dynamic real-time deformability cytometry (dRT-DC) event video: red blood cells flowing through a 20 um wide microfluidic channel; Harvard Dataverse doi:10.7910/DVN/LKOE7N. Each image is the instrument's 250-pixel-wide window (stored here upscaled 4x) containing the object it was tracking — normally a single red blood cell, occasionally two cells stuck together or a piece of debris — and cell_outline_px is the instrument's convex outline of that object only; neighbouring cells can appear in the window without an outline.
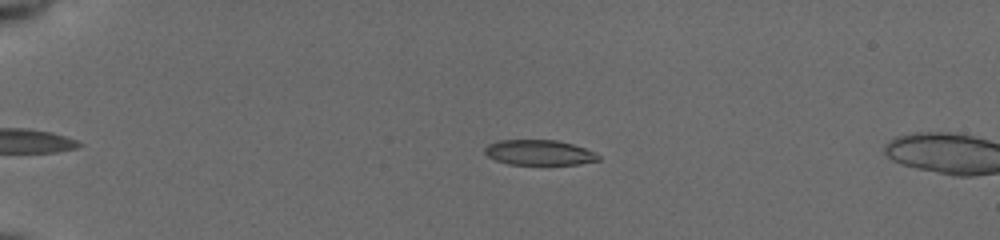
{"species": "common noctule bat (a hibernating species)", "species_latin": "Nyctalus noctula", "temperature_condition": "cold", "stored_images_in_passage": 7, "camera_frame_rate_fps": 3000, "um_per_image_px": 0.085, "animal": {"sex": "female", "body_mass_g": 19.5, "forearm_length_mm": 54.1}, "frame": {"image": 1, "passage_image": 3, "time_ms": 0.667, "image_size_px": [1000, 240], "cell_outline_px": [[600, 160], [580, 164], [508, 164], [496, 160], [488, 156], [484, 152], [484, 148], [488, 144], [500, 140], [556, 140], [572, 144], [596, 152], [600, 156]], "centroid_in_image_um": [45.84, 12.96], "position_along_channel_um": 39.2, "area_um2": 16.65}}